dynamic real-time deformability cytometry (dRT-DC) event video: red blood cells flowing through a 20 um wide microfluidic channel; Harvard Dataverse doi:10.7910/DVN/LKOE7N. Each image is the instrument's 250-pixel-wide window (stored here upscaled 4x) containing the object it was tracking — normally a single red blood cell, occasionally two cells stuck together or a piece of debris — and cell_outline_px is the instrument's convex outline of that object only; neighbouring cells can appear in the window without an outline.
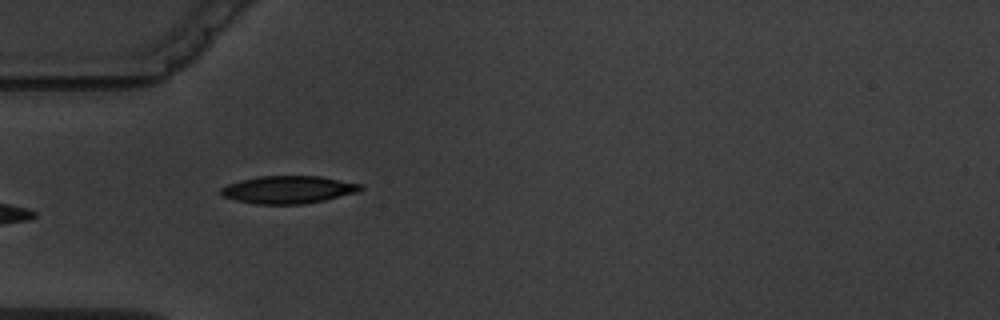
{"species": "common noctule bat (a hibernating species)", "species_latin": "Nyctalus noctula", "temperature_condition": "warm", "stored_images_in_passage": 3, "camera_frame_rate_fps": 3000, "um_per_image_px": 0.085, "animal": {"sex": "male", "body_mass_g": 19.5, "forearm_length_mm": 54.6}, "frame": {"image": 1, "passage_image": 3, "time_ms": 2.333, "image_size_px": [1000, 320], "cell_outline_px": [[364, 188], [356, 192], [324, 200], [304, 204], [256, 204], [236, 200], [224, 196], [220, 192], [220, 188], [228, 184], [240, 180], [260, 176], [320, 176], [364, 184]], "centroid_in_image_um": [24.52, 16.11], "position_along_channel_um": 60.5, "area_um2": 22.43}}